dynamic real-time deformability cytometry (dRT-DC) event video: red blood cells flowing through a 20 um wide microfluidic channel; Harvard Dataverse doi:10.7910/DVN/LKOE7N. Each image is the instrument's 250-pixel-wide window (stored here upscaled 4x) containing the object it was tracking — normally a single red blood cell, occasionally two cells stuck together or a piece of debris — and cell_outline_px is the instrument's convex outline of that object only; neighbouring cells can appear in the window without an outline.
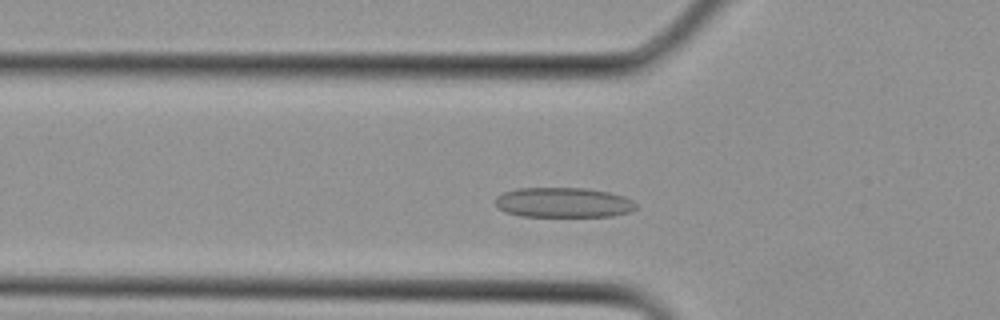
{"species": "Egyptian fruit bat (a non-hibernating species)", "species_latin": "Rousettus aegyptiacus", "temperature_condition": "cold", "stored_images_in_passage": 5, "camera_frame_rate_fps": 3000, "um_per_image_px": 0.085, "animal": {"sex": "female"}, "frame": {"image": 1, "passage_image": 5, "time_ms": 1.333, "image_size_px": [1000, 320], "cell_outline_px": [[636, 208], [628, 212], [612, 216], [520, 216], [504, 212], [496, 204], [496, 196], [504, 192], [516, 188], [584, 188], [608, 192], [624, 196], [632, 200], [636, 204]], "centroid_in_image_um": [47.87, 17.21], "position_along_channel_um": 77.9, "area_um2": 24.51}}